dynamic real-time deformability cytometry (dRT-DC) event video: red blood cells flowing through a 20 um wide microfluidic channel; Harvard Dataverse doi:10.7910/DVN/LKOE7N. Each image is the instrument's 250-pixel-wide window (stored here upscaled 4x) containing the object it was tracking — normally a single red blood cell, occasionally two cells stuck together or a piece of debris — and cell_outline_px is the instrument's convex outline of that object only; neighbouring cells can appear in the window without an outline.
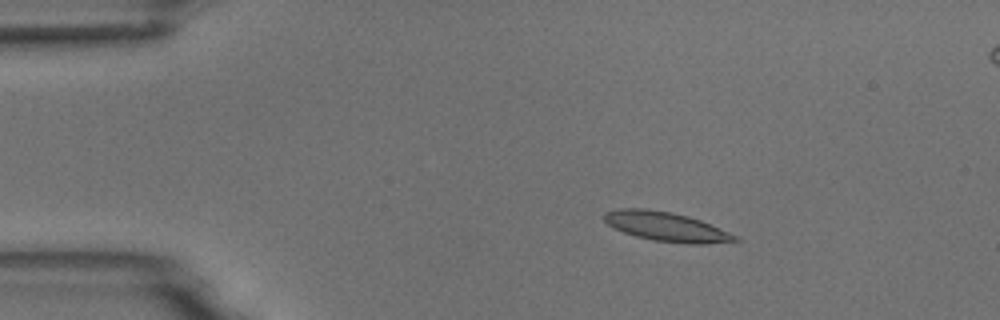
{"species": "common noctule bat (a hibernating species)", "species_latin": "Nyctalus noctula", "temperature_condition": "room temperature", "stored_images_in_passage": 6, "segment_of_instrument_passage": [1, 2], "camera_frame_rate_fps": 3000, "um_per_image_px": 0.085, "animal": {"sex": "male", "body_mass_g": 18.8}, "frame": {"image": 1, "passage_image": 3, "time_ms": 2.333, "image_size_px": [1000, 320], "cell_outline_px": [[740, 240], [704, 244], [688, 244], [652, 240], [636, 236], [624, 232], [608, 224], [604, 220], [604, 212], [620, 208], [644, 208], [672, 212], [688, 216], [700, 220], [740, 236]], "centroid_in_image_um": [56.66, 19.26], "position_along_channel_um": 28.3, "area_um2": 22.31}}